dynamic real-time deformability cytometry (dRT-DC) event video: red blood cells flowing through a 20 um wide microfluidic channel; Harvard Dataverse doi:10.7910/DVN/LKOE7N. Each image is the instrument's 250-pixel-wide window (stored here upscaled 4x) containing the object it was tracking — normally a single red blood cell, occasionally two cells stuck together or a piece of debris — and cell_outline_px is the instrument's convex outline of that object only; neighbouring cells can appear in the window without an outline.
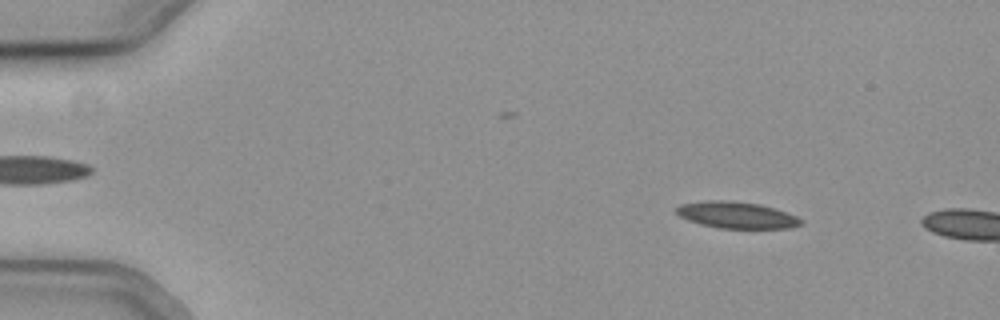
{"species": "common noctule bat (a hibernating species)", "species_latin": "Nyctalus noctula", "temperature_condition": "cold", "stored_images_in_passage": 14, "camera_frame_rate_fps": 3000, "um_per_image_px": 0.085, "animal": {"sex": "female", "body_mass_g": 19.3, "forearm_length_mm": 54.1}, "frame": {"image": 1, "passage_image": 7, "time_ms": 2.0, "image_size_px": [1000, 320], "cell_outline_px": [[804, 224], [792, 228], [720, 228], [700, 224], [688, 220], [680, 216], [676, 212], [676, 208], [680, 204], [712, 200], [728, 200], [760, 204], [796, 216], [804, 220]], "centroid_in_image_um": [62.63, 18.28], "position_along_channel_um": 22.4, "area_um2": 19.19}}